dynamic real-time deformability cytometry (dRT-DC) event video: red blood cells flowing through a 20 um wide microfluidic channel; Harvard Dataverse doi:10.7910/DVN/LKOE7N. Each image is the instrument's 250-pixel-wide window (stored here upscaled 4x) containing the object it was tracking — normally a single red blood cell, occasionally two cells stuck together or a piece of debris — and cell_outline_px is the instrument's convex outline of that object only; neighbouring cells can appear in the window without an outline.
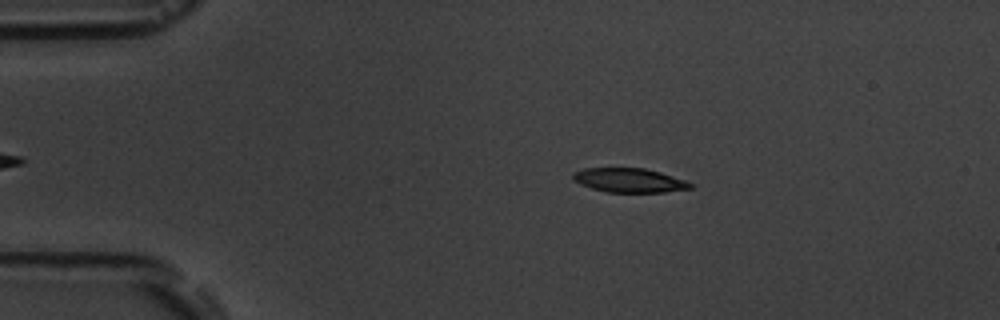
{"species": "common noctule bat (a hibernating species)", "species_latin": "Nyctalus noctula", "temperature_condition": "room temperature", "stored_images_in_passage": 9, "camera_frame_rate_fps": 3000, "um_per_image_px": 0.085, "animal": {"sex": "male", "body_mass_g": 19.5, "forearm_length_mm": 54.6}, "frame": {"image": 1, "passage_image": 1, "time_ms": 0.0, "image_size_px": [1000, 320], "cell_outline_px": [[692, 188], [664, 192], [608, 192], [592, 188], [580, 184], [572, 180], [572, 172], [584, 168], [644, 168], [660, 172], [684, 180], [692, 184]], "centroid_in_image_um": [53.44, 15.32], "position_along_channel_um": 31.6, "area_um2": 16.47}}
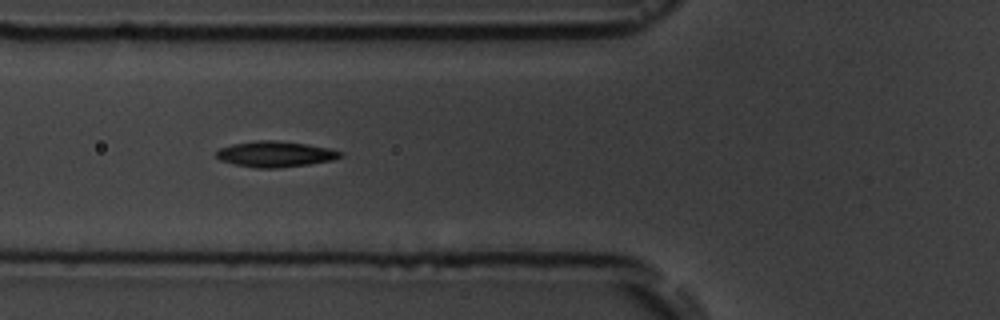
{"frame": {"image": 2, "passage_image": 4, "time_ms": 3.333, "image_size_px": [1000, 320], "cell_outline_px": [[344, 156], [332, 160], [308, 164], [280, 168], [256, 168], [232, 164], [220, 160], [216, 156], [216, 152], [220, 148], [232, 144], [260, 140], [276, 140], [304, 144], [328, 148], [344, 152]], "centroid_in_image_um": [23.39, 13.11], "position_along_channel_um": 102.4, "area_um2": 18.61}}
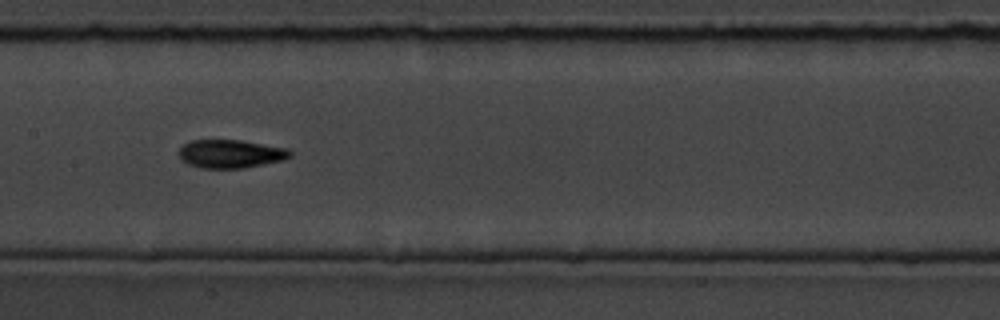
{"frame": {"image": 3, "passage_image": 6, "time_ms": 5.667, "image_size_px": [1000, 320], "cell_outline_px": [[292, 156], [284, 160], [244, 168], [200, 168], [188, 164], [180, 160], [176, 152], [188, 140], [240, 140], [288, 148], [292, 152]], "centroid_in_image_um": [19.57, 13.07], "position_along_channel_um": 187.8, "area_um2": 18.67}}